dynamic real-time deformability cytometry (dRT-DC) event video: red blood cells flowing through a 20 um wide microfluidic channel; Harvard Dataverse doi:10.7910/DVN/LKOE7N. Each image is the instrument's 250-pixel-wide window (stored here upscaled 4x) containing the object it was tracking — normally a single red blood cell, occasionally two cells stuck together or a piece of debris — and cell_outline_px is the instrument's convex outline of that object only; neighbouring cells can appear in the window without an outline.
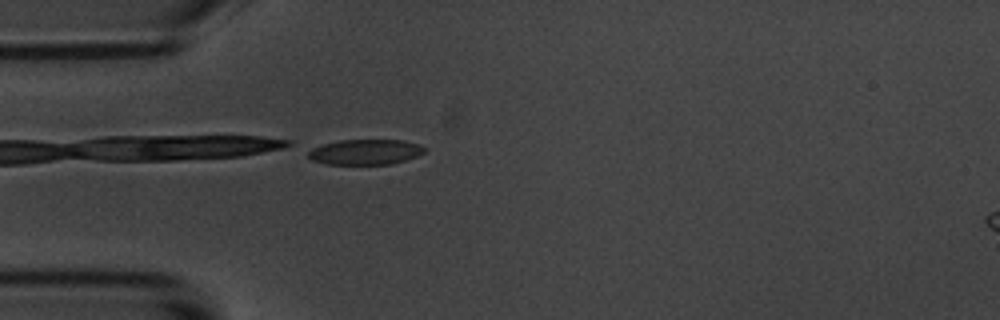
{"species": "common noctule bat (a hibernating species)", "species_latin": "Nyctalus noctula", "temperature_condition": "room temperature", "stored_images_in_passage": 41, "camera_frame_rate_fps": 3000, "um_per_image_px": 0.085, "animal": {"sex": "male", "body_mass_g": 20.1, "forearm_length_mm": 53.5}, "frame": {"image": 1, "passage_image": 1, "time_ms": 0.0, "image_size_px": [1000, 320], "cell_outline_px": [[424, 152], [416, 156], [392, 164], [324, 164], [312, 160], [308, 156], [308, 152], [312, 148], [324, 144], [340, 140], [404, 140], [416, 144], [424, 148]], "centroid_in_image_um": [31.02, 12.92], "position_along_channel_um": 54.0, "area_um2": 16.94}}
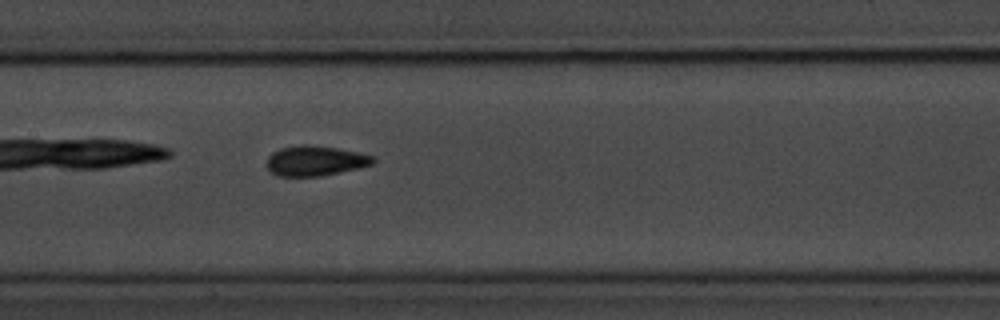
{"frame": {"image": 2, "passage_image": 12, "time_ms": 3.667, "image_size_px": [1000, 320], "cell_outline_px": [[376, 160], [372, 164], [356, 168], [320, 176], [276, 176], [268, 172], [268, 156], [272, 152], [280, 148], [300, 144], [312, 144], [336, 148], [356, 152], [372, 156]], "centroid_in_image_um": [26.73, 13.66], "position_along_channel_um": 180.7, "area_um2": 18.55}}
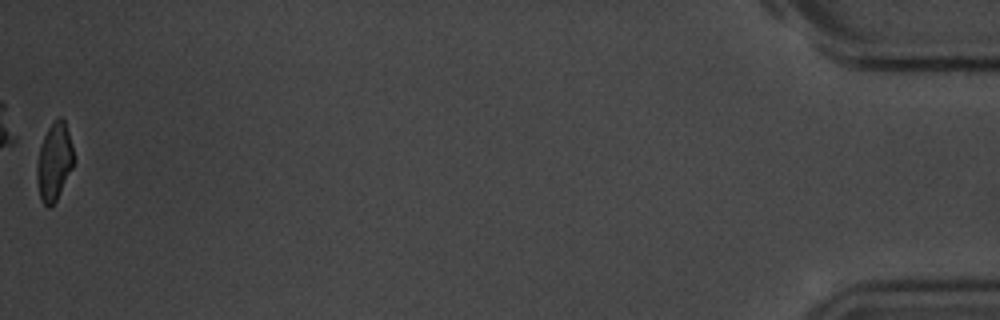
{"frame": {"image": 3, "passage_image": 41, "time_ms": 13.333, "image_size_px": [1000, 320], "cell_outline_px": [[72, 168], [56, 200], [48, 208], [40, 200], [36, 180], [36, 164], [40, 148], [44, 136], [48, 128], [56, 116], [60, 116], [64, 120], [72, 144]], "centroid_in_image_um": [4.57, 13.74], "position_along_channel_um": 430.6, "area_um2": 16.47}, "authors_computed_cell_mechanics": {"area_um2": 17.9758, "velocity_mm_per_s": 3.5932, "shape_relaxation_time_tau1_ms": 2.9703, "shape_relaxation_time_tau2_ms": 2.3335, "deformation_change_tau1": 0.1132, "deformation_change_tau2": 0.0791}}